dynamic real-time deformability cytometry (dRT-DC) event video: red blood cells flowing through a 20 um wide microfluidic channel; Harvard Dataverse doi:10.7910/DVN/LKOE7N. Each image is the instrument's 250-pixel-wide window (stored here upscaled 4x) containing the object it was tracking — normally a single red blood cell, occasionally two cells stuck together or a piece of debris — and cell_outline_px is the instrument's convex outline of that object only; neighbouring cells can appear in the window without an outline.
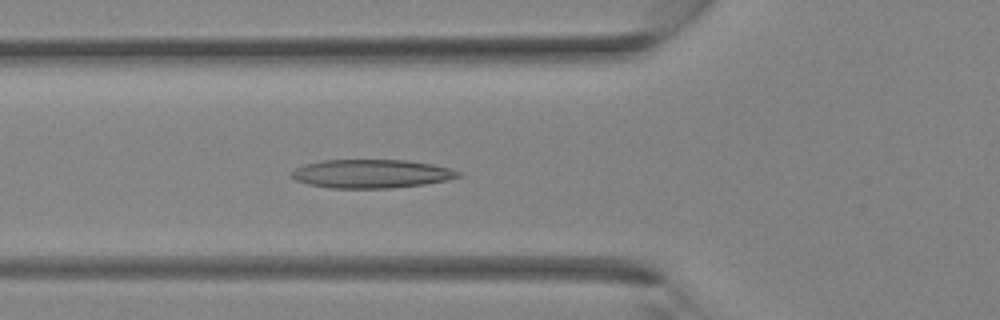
{"species": "Egyptian fruit bat (a non-hibernating species)", "species_latin": "Rousettus aegyptiacus", "temperature_condition": "room temperature", "stored_images_in_passage": 35, "camera_frame_rate_fps": 3000, "um_per_image_px": 0.085, "animal": {"sex": "female"}, "frame": {"image": 1, "passage_image": 13, "time_ms": 4.0, "image_size_px": [1000, 320], "cell_outline_px": [[460, 176], [448, 180], [424, 184], [392, 188], [332, 188], [308, 184], [296, 180], [288, 176], [288, 172], [304, 164], [324, 160], [408, 160], [432, 164], [448, 168], [460, 172]], "centroid_in_image_um": [31.52, 14.77], "position_along_channel_um": 94.3, "area_um2": 27.86}}
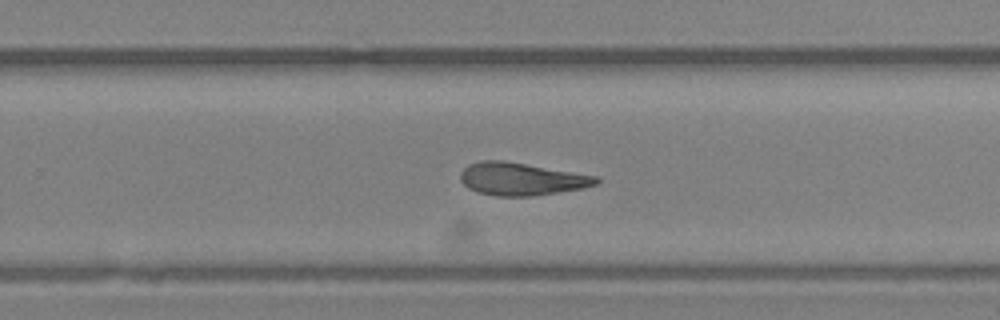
{"frame": {"image": 2, "passage_image": 23, "time_ms": 7.333, "image_size_px": [1000, 320], "cell_outline_px": [[600, 180], [596, 184], [580, 188], [532, 196], [496, 196], [480, 192], [468, 188], [460, 180], [460, 172], [468, 164], [480, 160], [504, 160], [600, 176]], "centroid_in_image_um": [44.3, 15.19], "position_along_channel_um": 285.5, "area_um2": 25.84}}
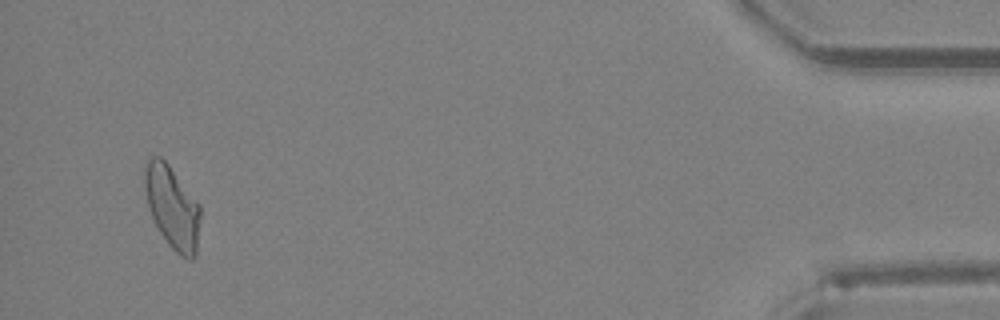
{"frame": {"image": 3, "passage_image": 34, "time_ms": 11.0, "image_size_px": [1000, 320], "cell_outline_px": [[200, 220], [196, 256], [192, 260], [180, 256], [168, 244], [160, 232], [148, 208], [144, 184], [144, 168], [148, 160], [152, 156], [160, 156], [168, 164], [200, 204]], "centroid_in_image_um": [14.65, 17.62], "position_along_channel_um": 420.6, "area_um2": 26.76}}